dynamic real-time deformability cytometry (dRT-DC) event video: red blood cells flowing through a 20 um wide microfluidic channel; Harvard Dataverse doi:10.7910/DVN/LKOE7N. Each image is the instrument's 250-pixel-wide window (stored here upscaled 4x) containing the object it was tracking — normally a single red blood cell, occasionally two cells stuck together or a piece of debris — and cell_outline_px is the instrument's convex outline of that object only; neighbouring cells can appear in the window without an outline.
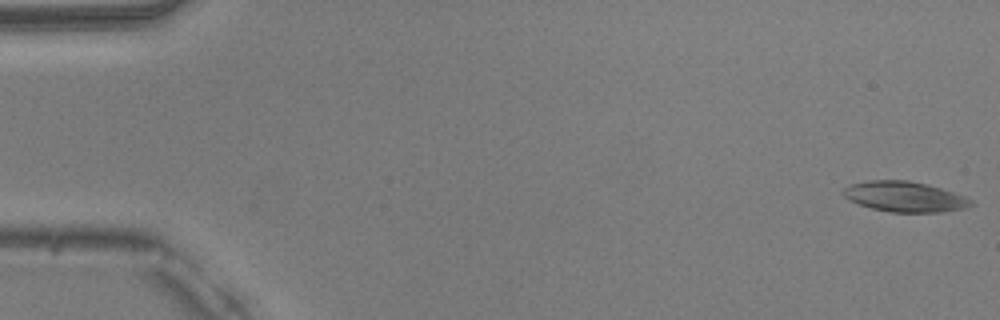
{"species": "common noctule bat (a hibernating species)", "species_latin": "Nyctalus noctula", "temperature_condition": "warm", "stored_images_in_passage": 51, "camera_frame_rate_fps": 3000, "um_per_image_px": 0.085, "animal": {"sex": "male", "body_mass_g": 20.5, "forearm_length_mm": 52.5}, "frame": {"image": 1, "passage_image": 1, "time_ms": 0.0, "image_size_px": [1000, 320], "cell_outline_px": [[976, 204], [968, 208], [940, 212], [892, 212], [872, 208], [848, 200], [840, 192], [844, 188], [852, 184], [868, 180], [908, 180], [928, 184], [964, 196], [972, 200]], "centroid_in_image_um": [76.92, 16.71], "position_along_channel_um": 8.1, "area_um2": 22.66}}
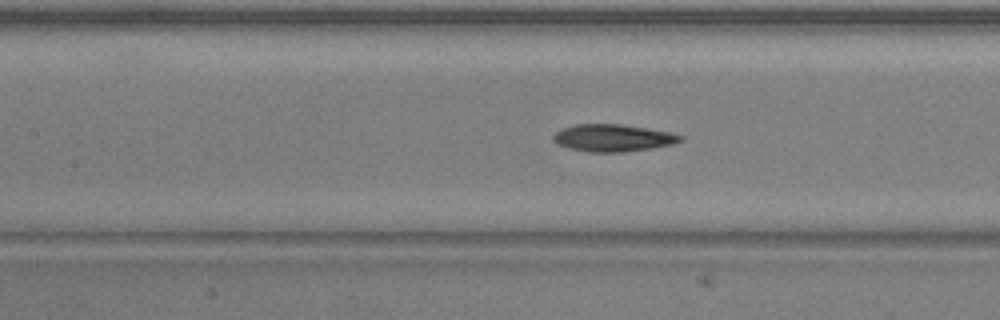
{"frame": {"image": 2, "passage_image": 23, "time_ms": 7.333, "image_size_px": [1000, 320], "cell_outline_px": [[684, 140], [672, 144], [652, 148], [624, 152], [588, 152], [568, 148], [556, 144], [552, 140], [552, 136], [556, 132], [564, 128], [576, 124], [620, 124], [668, 132], [684, 136]], "centroid_in_image_um": [52.07, 11.73], "position_along_channel_um": 155.3, "area_um2": 20.11}}
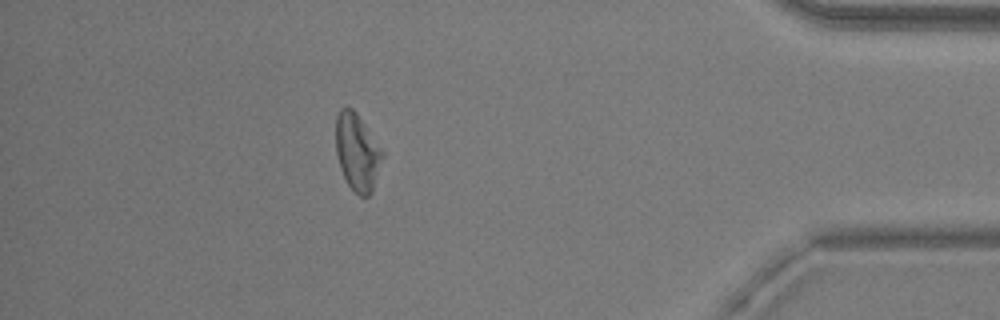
{"frame": {"image": 3, "passage_image": 45, "time_ms": 14.667, "image_size_px": [1000, 320], "cell_outline_px": [[384, 156], [372, 192], [368, 196], [360, 196], [348, 184], [340, 168], [336, 152], [336, 116], [340, 108], [352, 108], [356, 112], [384, 152]], "centroid_in_image_um": [30.37, 12.93], "position_along_channel_um": 404.8, "area_um2": 20.81}, "authors_computed_cell_mechanics": {"area_um2": 20.8658, "velocity_mm_per_s": 4.0021, "shape_relaxation_time_tau1_ms": 4.8903, "shape_relaxation_time_tau2_ms": 5.5261, "deformation_change_tau1": 0.1354, "deformation_change_tau2": 0.1848}}